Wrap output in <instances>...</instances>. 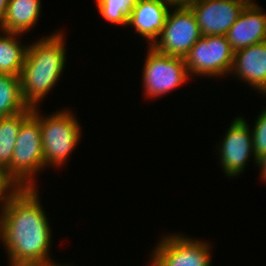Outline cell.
<instances>
[{
	"label": "cell",
	"instance_id": "6da1fadb",
	"mask_svg": "<svg viewBox=\"0 0 266 266\" xmlns=\"http://www.w3.org/2000/svg\"><path fill=\"white\" fill-rule=\"evenodd\" d=\"M38 188H19L0 208V242L10 266H43L51 259L52 227Z\"/></svg>",
	"mask_w": 266,
	"mask_h": 266
},
{
	"label": "cell",
	"instance_id": "7a4b0ae2",
	"mask_svg": "<svg viewBox=\"0 0 266 266\" xmlns=\"http://www.w3.org/2000/svg\"><path fill=\"white\" fill-rule=\"evenodd\" d=\"M63 30L28 43L27 54L20 75L23 101L28 107L39 103L56 87L66 68L67 56Z\"/></svg>",
	"mask_w": 266,
	"mask_h": 266
},
{
	"label": "cell",
	"instance_id": "3957f363",
	"mask_svg": "<svg viewBox=\"0 0 266 266\" xmlns=\"http://www.w3.org/2000/svg\"><path fill=\"white\" fill-rule=\"evenodd\" d=\"M39 107L33 108V114L39 119L41 144L45 169L62 167L72 155V151L81 140L82 128L70 109H59L50 114H41Z\"/></svg>",
	"mask_w": 266,
	"mask_h": 266
},
{
	"label": "cell",
	"instance_id": "277c9868",
	"mask_svg": "<svg viewBox=\"0 0 266 266\" xmlns=\"http://www.w3.org/2000/svg\"><path fill=\"white\" fill-rule=\"evenodd\" d=\"M43 170L40 122L31 113L19 129L11 164L6 172L19 188H37L35 178Z\"/></svg>",
	"mask_w": 266,
	"mask_h": 266
},
{
	"label": "cell",
	"instance_id": "5b68a950",
	"mask_svg": "<svg viewBox=\"0 0 266 266\" xmlns=\"http://www.w3.org/2000/svg\"><path fill=\"white\" fill-rule=\"evenodd\" d=\"M211 244L183 233L165 234L151 250L147 266H212Z\"/></svg>",
	"mask_w": 266,
	"mask_h": 266
},
{
	"label": "cell",
	"instance_id": "8992f818",
	"mask_svg": "<svg viewBox=\"0 0 266 266\" xmlns=\"http://www.w3.org/2000/svg\"><path fill=\"white\" fill-rule=\"evenodd\" d=\"M145 59L142 69L145 98L166 95L191 79L183 58L161 54L148 46Z\"/></svg>",
	"mask_w": 266,
	"mask_h": 266
},
{
	"label": "cell",
	"instance_id": "52a82bcc",
	"mask_svg": "<svg viewBox=\"0 0 266 266\" xmlns=\"http://www.w3.org/2000/svg\"><path fill=\"white\" fill-rule=\"evenodd\" d=\"M234 52L226 35L202 36L184 58L190 77H218L230 75Z\"/></svg>",
	"mask_w": 266,
	"mask_h": 266
},
{
	"label": "cell",
	"instance_id": "ba28073f",
	"mask_svg": "<svg viewBox=\"0 0 266 266\" xmlns=\"http://www.w3.org/2000/svg\"><path fill=\"white\" fill-rule=\"evenodd\" d=\"M228 127L223 139L216 143L218 146L215 148L226 178L236 179L244 173L251 157L257 167L258 158L253 148L251 128L244 116H236Z\"/></svg>",
	"mask_w": 266,
	"mask_h": 266
},
{
	"label": "cell",
	"instance_id": "9c48e42d",
	"mask_svg": "<svg viewBox=\"0 0 266 266\" xmlns=\"http://www.w3.org/2000/svg\"><path fill=\"white\" fill-rule=\"evenodd\" d=\"M201 37L193 11L189 7H171L163 30L152 47L161 54L184 59Z\"/></svg>",
	"mask_w": 266,
	"mask_h": 266
},
{
	"label": "cell",
	"instance_id": "30bf717a",
	"mask_svg": "<svg viewBox=\"0 0 266 266\" xmlns=\"http://www.w3.org/2000/svg\"><path fill=\"white\" fill-rule=\"evenodd\" d=\"M248 3L247 0H198L189 8L202 36L226 35Z\"/></svg>",
	"mask_w": 266,
	"mask_h": 266
},
{
	"label": "cell",
	"instance_id": "8fae6325",
	"mask_svg": "<svg viewBox=\"0 0 266 266\" xmlns=\"http://www.w3.org/2000/svg\"><path fill=\"white\" fill-rule=\"evenodd\" d=\"M230 74L266 96V41L236 51Z\"/></svg>",
	"mask_w": 266,
	"mask_h": 266
},
{
	"label": "cell",
	"instance_id": "7c38bea8",
	"mask_svg": "<svg viewBox=\"0 0 266 266\" xmlns=\"http://www.w3.org/2000/svg\"><path fill=\"white\" fill-rule=\"evenodd\" d=\"M256 2H249L226 37L235 53L245 47L266 41V13Z\"/></svg>",
	"mask_w": 266,
	"mask_h": 266
},
{
	"label": "cell",
	"instance_id": "4fadbf2b",
	"mask_svg": "<svg viewBox=\"0 0 266 266\" xmlns=\"http://www.w3.org/2000/svg\"><path fill=\"white\" fill-rule=\"evenodd\" d=\"M171 6L163 0H139L128 19L139 36L145 38L148 46L159 38Z\"/></svg>",
	"mask_w": 266,
	"mask_h": 266
},
{
	"label": "cell",
	"instance_id": "5bb4252c",
	"mask_svg": "<svg viewBox=\"0 0 266 266\" xmlns=\"http://www.w3.org/2000/svg\"><path fill=\"white\" fill-rule=\"evenodd\" d=\"M41 0H9L3 31L24 36L31 32L41 16Z\"/></svg>",
	"mask_w": 266,
	"mask_h": 266
},
{
	"label": "cell",
	"instance_id": "9a60e30c",
	"mask_svg": "<svg viewBox=\"0 0 266 266\" xmlns=\"http://www.w3.org/2000/svg\"><path fill=\"white\" fill-rule=\"evenodd\" d=\"M20 36L0 30V74L21 75L29 44H21Z\"/></svg>",
	"mask_w": 266,
	"mask_h": 266
},
{
	"label": "cell",
	"instance_id": "2e32d148",
	"mask_svg": "<svg viewBox=\"0 0 266 266\" xmlns=\"http://www.w3.org/2000/svg\"><path fill=\"white\" fill-rule=\"evenodd\" d=\"M33 112L32 107L9 117L0 118V166H10L16 139L22 122Z\"/></svg>",
	"mask_w": 266,
	"mask_h": 266
},
{
	"label": "cell",
	"instance_id": "e0dca14e",
	"mask_svg": "<svg viewBox=\"0 0 266 266\" xmlns=\"http://www.w3.org/2000/svg\"><path fill=\"white\" fill-rule=\"evenodd\" d=\"M27 108L22 99L20 76L0 74V118L16 115Z\"/></svg>",
	"mask_w": 266,
	"mask_h": 266
},
{
	"label": "cell",
	"instance_id": "ac0fdd59",
	"mask_svg": "<svg viewBox=\"0 0 266 266\" xmlns=\"http://www.w3.org/2000/svg\"><path fill=\"white\" fill-rule=\"evenodd\" d=\"M139 0H96L97 9L107 23L128 25V19Z\"/></svg>",
	"mask_w": 266,
	"mask_h": 266
},
{
	"label": "cell",
	"instance_id": "d6986e66",
	"mask_svg": "<svg viewBox=\"0 0 266 266\" xmlns=\"http://www.w3.org/2000/svg\"><path fill=\"white\" fill-rule=\"evenodd\" d=\"M254 127L251 128L253 148L257 158L266 154V107L256 116Z\"/></svg>",
	"mask_w": 266,
	"mask_h": 266
},
{
	"label": "cell",
	"instance_id": "ffe728a7",
	"mask_svg": "<svg viewBox=\"0 0 266 266\" xmlns=\"http://www.w3.org/2000/svg\"><path fill=\"white\" fill-rule=\"evenodd\" d=\"M18 189L6 170L0 166V208Z\"/></svg>",
	"mask_w": 266,
	"mask_h": 266
},
{
	"label": "cell",
	"instance_id": "44dd1931",
	"mask_svg": "<svg viewBox=\"0 0 266 266\" xmlns=\"http://www.w3.org/2000/svg\"><path fill=\"white\" fill-rule=\"evenodd\" d=\"M171 7H189L198 0H163Z\"/></svg>",
	"mask_w": 266,
	"mask_h": 266
},
{
	"label": "cell",
	"instance_id": "7402d4cb",
	"mask_svg": "<svg viewBox=\"0 0 266 266\" xmlns=\"http://www.w3.org/2000/svg\"><path fill=\"white\" fill-rule=\"evenodd\" d=\"M257 168H260V178L262 179L263 183L266 182V154L262 155L258 158Z\"/></svg>",
	"mask_w": 266,
	"mask_h": 266
},
{
	"label": "cell",
	"instance_id": "603a6c76",
	"mask_svg": "<svg viewBox=\"0 0 266 266\" xmlns=\"http://www.w3.org/2000/svg\"><path fill=\"white\" fill-rule=\"evenodd\" d=\"M8 2L9 0H0V30L2 31Z\"/></svg>",
	"mask_w": 266,
	"mask_h": 266
},
{
	"label": "cell",
	"instance_id": "cb8c5ba5",
	"mask_svg": "<svg viewBox=\"0 0 266 266\" xmlns=\"http://www.w3.org/2000/svg\"><path fill=\"white\" fill-rule=\"evenodd\" d=\"M43 266H73V264L72 265H70V264H64V263H62L61 264V262H59V264H58V262H53V263H49V264H46V265H43Z\"/></svg>",
	"mask_w": 266,
	"mask_h": 266
},
{
	"label": "cell",
	"instance_id": "d4e9b609",
	"mask_svg": "<svg viewBox=\"0 0 266 266\" xmlns=\"http://www.w3.org/2000/svg\"><path fill=\"white\" fill-rule=\"evenodd\" d=\"M248 2H256L255 0H247Z\"/></svg>",
	"mask_w": 266,
	"mask_h": 266
}]
</instances>
